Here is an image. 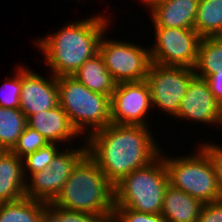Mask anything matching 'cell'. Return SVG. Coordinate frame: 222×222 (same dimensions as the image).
Segmentation results:
<instances>
[{
    "instance_id": "cell-14",
    "label": "cell",
    "mask_w": 222,
    "mask_h": 222,
    "mask_svg": "<svg viewBox=\"0 0 222 222\" xmlns=\"http://www.w3.org/2000/svg\"><path fill=\"white\" fill-rule=\"evenodd\" d=\"M27 126L38 131L48 143H68L79 133L74 129L67 113L58 105L27 118ZM62 141V142H61Z\"/></svg>"
},
{
    "instance_id": "cell-2",
    "label": "cell",
    "mask_w": 222,
    "mask_h": 222,
    "mask_svg": "<svg viewBox=\"0 0 222 222\" xmlns=\"http://www.w3.org/2000/svg\"><path fill=\"white\" fill-rule=\"evenodd\" d=\"M94 15L66 23L55 33L34 42L55 77L72 76L86 60L98 53L101 37L111 23L106 15Z\"/></svg>"
},
{
    "instance_id": "cell-26",
    "label": "cell",
    "mask_w": 222,
    "mask_h": 222,
    "mask_svg": "<svg viewBox=\"0 0 222 222\" xmlns=\"http://www.w3.org/2000/svg\"><path fill=\"white\" fill-rule=\"evenodd\" d=\"M48 144L47 140L36 130L26 126L17 144L11 150L19 158L37 151Z\"/></svg>"
},
{
    "instance_id": "cell-32",
    "label": "cell",
    "mask_w": 222,
    "mask_h": 222,
    "mask_svg": "<svg viewBox=\"0 0 222 222\" xmlns=\"http://www.w3.org/2000/svg\"><path fill=\"white\" fill-rule=\"evenodd\" d=\"M4 148L0 145V155L4 152Z\"/></svg>"
},
{
    "instance_id": "cell-9",
    "label": "cell",
    "mask_w": 222,
    "mask_h": 222,
    "mask_svg": "<svg viewBox=\"0 0 222 222\" xmlns=\"http://www.w3.org/2000/svg\"><path fill=\"white\" fill-rule=\"evenodd\" d=\"M152 63L195 68L201 36L194 29L153 27Z\"/></svg>"
},
{
    "instance_id": "cell-28",
    "label": "cell",
    "mask_w": 222,
    "mask_h": 222,
    "mask_svg": "<svg viewBox=\"0 0 222 222\" xmlns=\"http://www.w3.org/2000/svg\"><path fill=\"white\" fill-rule=\"evenodd\" d=\"M199 145L212 162L220 191L222 192V146L212 142H209V144L205 142Z\"/></svg>"
},
{
    "instance_id": "cell-22",
    "label": "cell",
    "mask_w": 222,
    "mask_h": 222,
    "mask_svg": "<svg viewBox=\"0 0 222 222\" xmlns=\"http://www.w3.org/2000/svg\"><path fill=\"white\" fill-rule=\"evenodd\" d=\"M27 126V118L18 108L0 107V145L11 151Z\"/></svg>"
},
{
    "instance_id": "cell-4",
    "label": "cell",
    "mask_w": 222,
    "mask_h": 222,
    "mask_svg": "<svg viewBox=\"0 0 222 222\" xmlns=\"http://www.w3.org/2000/svg\"><path fill=\"white\" fill-rule=\"evenodd\" d=\"M168 185L164 157L160 154L148 165L132 171L114 185V207L161 214L164 193Z\"/></svg>"
},
{
    "instance_id": "cell-1",
    "label": "cell",
    "mask_w": 222,
    "mask_h": 222,
    "mask_svg": "<svg viewBox=\"0 0 222 222\" xmlns=\"http://www.w3.org/2000/svg\"><path fill=\"white\" fill-rule=\"evenodd\" d=\"M148 128L110 123L84 138L87 154L113 185L160 155L161 148Z\"/></svg>"
},
{
    "instance_id": "cell-17",
    "label": "cell",
    "mask_w": 222,
    "mask_h": 222,
    "mask_svg": "<svg viewBox=\"0 0 222 222\" xmlns=\"http://www.w3.org/2000/svg\"><path fill=\"white\" fill-rule=\"evenodd\" d=\"M203 203L184 191L167 186L161 215L167 222H197Z\"/></svg>"
},
{
    "instance_id": "cell-29",
    "label": "cell",
    "mask_w": 222,
    "mask_h": 222,
    "mask_svg": "<svg viewBox=\"0 0 222 222\" xmlns=\"http://www.w3.org/2000/svg\"><path fill=\"white\" fill-rule=\"evenodd\" d=\"M197 222H222V199L203 204Z\"/></svg>"
},
{
    "instance_id": "cell-11",
    "label": "cell",
    "mask_w": 222,
    "mask_h": 222,
    "mask_svg": "<svg viewBox=\"0 0 222 222\" xmlns=\"http://www.w3.org/2000/svg\"><path fill=\"white\" fill-rule=\"evenodd\" d=\"M111 102V123L148 126L147 114L152 108L147 82L116 83Z\"/></svg>"
},
{
    "instance_id": "cell-5",
    "label": "cell",
    "mask_w": 222,
    "mask_h": 222,
    "mask_svg": "<svg viewBox=\"0 0 222 222\" xmlns=\"http://www.w3.org/2000/svg\"><path fill=\"white\" fill-rule=\"evenodd\" d=\"M57 84L59 105L80 135L89 136L111 123L109 96L89 90L72 76L57 77Z\"/></svg>"
},
{
    "instance_id": "cell-16",
    "label": "cell",
    "mask_w": 222,
    "mask_h": 222,
    "mask_svg": "<svg viewBox=\"0 0 222 222\" xmlns=\"http://www.w3.org/2000/svg\"><path fill=\"white\" fill-rule=\"evenodd\" d=\"M26 179L23 161L12 151L0 155V203L25 197Z\"/></svg>"
},
{
    "instance_id": "cell-8",
    "label": "cell",
    "mask_w": 222,
    "mask_h": 222,
    "mask_svg": "<svg viewBox=\"0 0 222 222\" xmlns=\"http://www.w3.org/2000/svg\"><path fill=\"white\" fill-rule=\"evenodd\" d=\"M195 70L182 66H163L152 63L145 78L149 89L153 109L157 106L170 116H175L181 100L185 96Z\"/></svg>"
},
{
    "instance_id": "cell-21",
    "label": "cell",
    "mask_w": 222,
    "mask_h": 222,
    "mask_svg": "<svg viewBox=\"0 0 222 222\" xmlns=\"http://www.w3.org/2000/svg\"><path fill=\"white\" fill-rule=\"evenodd\" d=\"M194 30L202 38L222 35V0H199Z\"/></svg>"
},
{
    "instance_id": "cell-24",
    "label": "cell",
    "mask_w": 222,
    "mask_h": 222,
    "mask_svg": "<svg viewBox=\"0 0 222 222\" xmlns=\"http://www.w3.org/2000/svg\"><path fill=\"white\" fill-rule=\"evenodd\" d=\"M46 222H110L102 215L68 210L56 206L53 202L46 203Z\"/></svg>"
},
{
    "instance_id": "cell-19",
    "label": "cell",
    "mask_w": 222,
    "mask_h": 222,
    "mask_svg": "<svg viewBox=\"0 0 222 222\" xmlns=\"http://www.w3.org/2000/svg\"><path fill=\"white\" fill-rule=\"evenodd\" d=\"M0 222H46V202L23 197L0 203Z\"/></svg>"
},
{
    "instance_id": "cell-25",
    "label": "cell",
    "mask_w": 222,
    "mask_h": 222,
    "mask_svg": "<svg viewBox=\"0 0 222 222\" xmlns=\"http://www.w3.org/2000/svg\"><path fill=\"white\" fill-rule=\"evenodd\" d=\"M15 69H16L15 76L6 79V82H4V84L0 88V107L11 108V109L12 108L19 109L20 107V95L22 90L21 65Z\"/></svg>"
},
{
    "instance_id": "cell-27",
    "label": "cell",
    "mask_w": 222,
    "mask_h": 222,
    "mask_svg": "<svg viewBox=\"0 0 222 222\" xmlns=\"http://www.w3.org/2000/svg\"><path fill=\"white\" fill-rule=\"evenodd\" d=\"M111 222H167L161 214L137 212L126 207H114Z\"/></svg>"
},
{
    "instance_id": "cell-31",
    "label": "cell",
    "mask_w": 222,
    "mask_h": 222,
    "mask_svg": "<svg viewBox=\"0 0 222 222\" xmlns=\"http://www.w3.org/2000/svg\"><path fill=\"white\" fill-rule=\"evenodd\" d=\"M167 1V0H141V2L143 3V5L146 6V8L149 7V9H152L154 6Z\"/></svg>"
},
{
    "instance_id": "cell-6",
    "label": "cell",
    "mask_w": 222,
    "mask_h": 222,
    "mask_svg": "<svg viewBox=\"0 0 222 222\" xmlns=\"http://www.w3.org/2000/svg\"><path fill=\"white\" fill-rule=\"evenodd\" d=\"M195 152L197 154L175 158L164 156L161 150L169 184L199 199L203 204L222 199L211 160L200 147Z\"/></svg>"
},
{
    "instance_id": "cell-12",
    "label": "cell",
    "mask_w": 222,
    "mask_h": 222,
    "mask_svg": "<svg viewBox=\"0 0 222 222\" xmlns=\"http://www.w3.org/2000/svg\"><path fill=\"white\" fill-rule=\"evenodd\" d=\"M222 126V108L213 96L205 79L194 77L181 100L174 118Z\"/></svg>"
},
{
    "instance_id": "cell-30",
    "label": "cell",
    "mask_w": 222,
    "mask_h": 222,
    "mask_svg": "<svg viewBox=\"0 0 222 222\" xmlns=\"http://www.w3.org/2000/svg\"><path fill=\"white\" fill-rule=\"evenodd\" d=\"M205 80L208 82L213 96L222 108V75H209Z\"/></svg>"
},
{
    "instance_id": "cell-3",
    "label": "cell",
    "mask_w": 222,
    "mask_h": 222,
    "mask_svg": "<svg viewBox=\"0 0 222 222\" xmlns=\"http://www.w3.org/2000/svg\"><path fill=\"white\" fill-rule=\"evenodd\" d=\"M53 203L61 208L102 215L110 222L114 213V185L86 153Z\"/></svg>"
},
{
    "instance_id": "cell-15",
    "label": "cell",
    "mask_w": 222,
    "mask_h": 222,
    "mask_svg": "<svg viewBox=\"0 0 222 222\" xmlns=\"http://www.w3.org/2000/svg\"><path fill=\"white\" fill-rule=\"evenodd\" d=\"M199 0H167L150 9L154 27L194 29Z\"/></svg>"
},
{
    "instance_id": "cell-7",
    "label": "cell",
    "mask_w": 222,
    "mask_h": 222,
    "mask_svg": "<svg viewBox=\"0 0 222 222\" xmlns=\"http://www.w3.org/2000/svg\"><path fill=\"white\" fill-rule=\"evenodd\" d=\"M101 37L98 52L116 83L144 81L152 64L150 49L138 44Z\"/></svg>"
},
{
    "instance_id": "cell-13",
    "label": "cell",
    "mask_w": 222,
    "mask_h": 222,
    "mask_svg": "<svg viewBox=\"0 0 222 222\" xmlns=\"http://www.w3.org/2000/svg\"><path fill=\"white\" fill-rule=\"evenodd\" d=\"M45 78L36 71L21 66V95L19 109L26 118L59 105L57 77Z\"/></svg>"
},
{
    "instance_id": "cell-23",
    "label": "cell",
    "mask_w": 222,
    "mask_h": 222,
    "mask_svg": "<svg viewBox=\"0 0 222 222\" xmlns=\"http://www.w3.org/2000/svg\"><path fill=\"white\" fill-rule=\"evenodd\" d=\"M58 148L57 143H48L45 147L23 157V173L25 179L27 180L29 176L36 172L47 169L56 154L61 151V147Z\"/></svg>"
},
{
    "instance_id": "cell-20",
    "label": "cell",
    "mask_w": 222,
    "mask_h": 222,
    "mask_svg": "<svg viewBox=\"0 0 222 222\" xmlns=\"http://www.w3.org/2000/svg\"><path fill=\"white\" fill-rule=\"evenodd\" d=\"M195 75L206 79L209 75H222V37H203L198 47Z\"/></svg>"
},
{
    "instance_id": "cell-10",
    "label": "cell",
    "mask_w": 222,
    "mask_h": 222,
    "mask_svg": "<svg viewBox=\"0 0 222 222\" xmlns=\"http://www.w3.org/2000/svg\"><path fill=\"white\" fill-rule=\"evenodd\" d=\"M83 147L59 151L49 167L32 174L26 180L25 197L43 202H53L64 187L77 162L87 153L86 141Z\"/></svg>"
},
{
    "instance_id": "cell-18",
    "label": "cell",
    "mask_w": 222,
    "mask_h": 222,
    "mask_svg": "<svg viewBox=\"0 0 222 222\" xmlns=\"http://www.w3.org/2000/svg\"><path fill=\"white\" fill-rule=\"evenodd\" d=\"M72 77L81 82L89 90L107 95L110 98L116 86V82L107 70L99 52L89 60H86Z\"/></svg>"
}]
</instances>
